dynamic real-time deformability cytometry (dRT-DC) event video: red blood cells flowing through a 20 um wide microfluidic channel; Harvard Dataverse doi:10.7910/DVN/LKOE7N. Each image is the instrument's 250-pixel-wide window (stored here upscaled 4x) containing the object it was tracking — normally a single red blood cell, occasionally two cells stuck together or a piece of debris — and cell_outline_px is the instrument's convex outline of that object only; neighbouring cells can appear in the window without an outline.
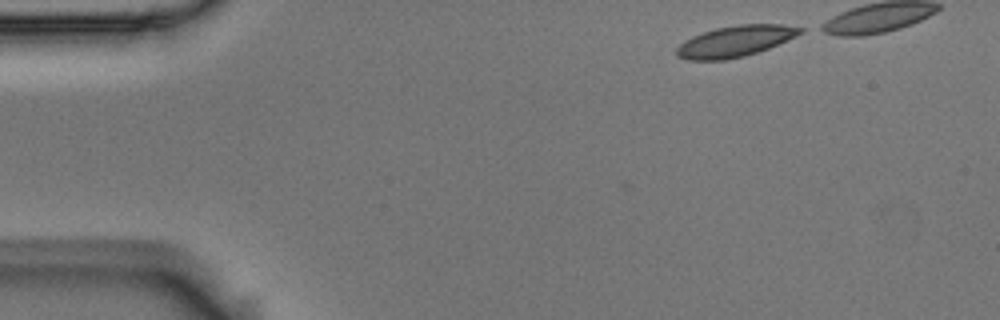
{"species": "Egyptian fruit bat (a non-hibernating species)", "species_latin": "Rousettus aegyptiacus", "temperature_condition": "room temperature", "stored_images_in_passage": 6, "camera_frame_rate_fps": 3000, "um_per_image_px": 0.085, "animal": {"sex": "male"}, "frame": {"image": 1, "passage_image": 1, "time_ms": 0.0, "image_size_px": [1000, 320], "cell_outline_px": [[804, 32], [796, 36], [768, 48], [744, 56], [724, 60], [688, 60], [676, 56], [676, 48], [684, 40], [692, 36], [716, 28], [740, 24], [780, 24], [804, 28]], "centroid_in_image_um": [62.47, 3.5], "position_along_channel_um": 22.5, "area_um2": 22.25}}
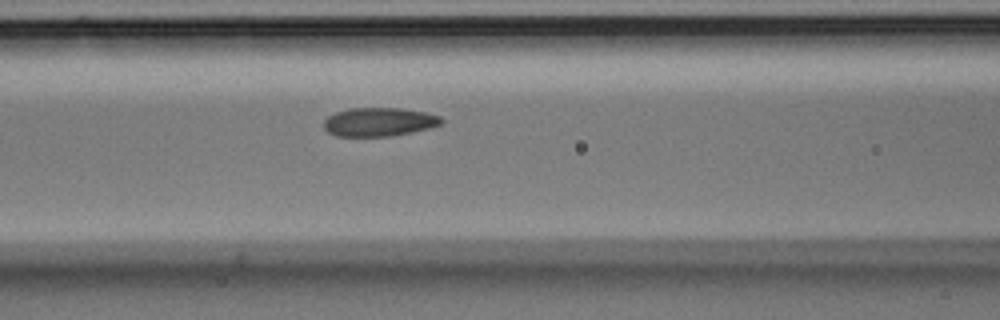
{"frame": {"image": 2, "passage_image": 6, "time_ms": 1.667, "image_size_px": [1000, 320], "cell_outline_px": [[444, 120], [440, 124], [428, 128], [392, 136], [336, 136], [328, 132], [324, 128], [324, 120], [328, 116], [336, 112], [348, 108], [400, 108], [424, 112], [440, 116]], "centroid_in_image_um": [32.19, 10.36], "position_along_channel_um": 134.4, "area_um2": 19.54}}